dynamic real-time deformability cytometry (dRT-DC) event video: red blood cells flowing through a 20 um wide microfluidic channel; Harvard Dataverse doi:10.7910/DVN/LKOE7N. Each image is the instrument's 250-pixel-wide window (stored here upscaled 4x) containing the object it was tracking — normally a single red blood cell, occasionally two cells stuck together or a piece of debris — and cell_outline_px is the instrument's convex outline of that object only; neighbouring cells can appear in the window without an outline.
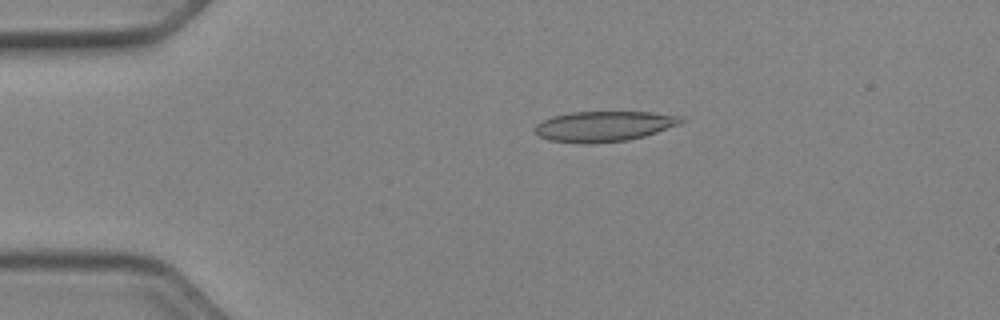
{"species": "Egyptian fruit bat (a non-hibernating species)", "species_latin": "Rousettus aegyptiacus", "temperature_condition": "cold", "stored_images_in_passage": 51, "camera_frame_rate_fps": 3000, "um_per_image_px": 0.085, "animal": {"sex": "female"}, "frame": {"image": 1, "passage_image": 11, "time_ms": 3.333, "image_size_px": [1000, 320], "cell_outline_px": [[684, 120], [680, 124], [644, 136], [628, 140], [592, 144], [580, 144], [548, 140], [540, 136], [536, 132], [536, 124], [552, 116], [572, 112], [648, 112], [684, 116]], "centroid_in_image_um": [51.35, 10.74], "position_along_channel_um": 33.7, "area_um2": 25.89}}
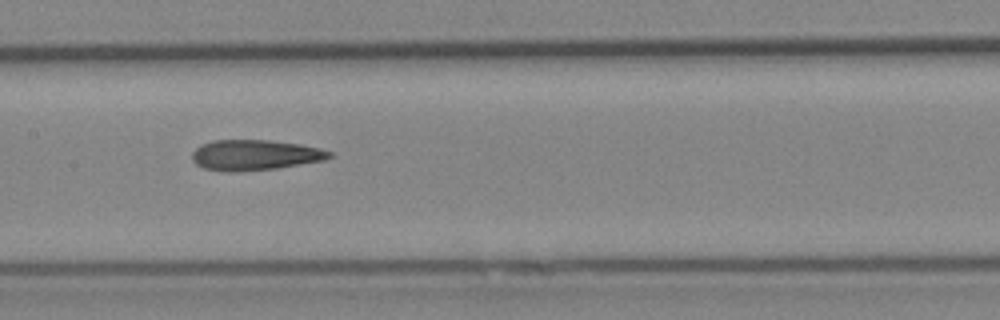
{"frame": {"image": 2, "passage_image": 26, "time_ms": 8.333, "image_size_px": [1000, 320], "cell_outline_px": [[332, 156], [324, 160], [276, 168], [232, 172], [228, 172], [204, 168], [196, 164], [192, 160], [192, 152], [200, 144], [212, 140], [272, 140], [300, 144], [320, 148], [332, 152]], "centroid_in_image_um": [21.64, 13.17], "position_along_channel_um": 185.8, "area_um2": 24.39}}
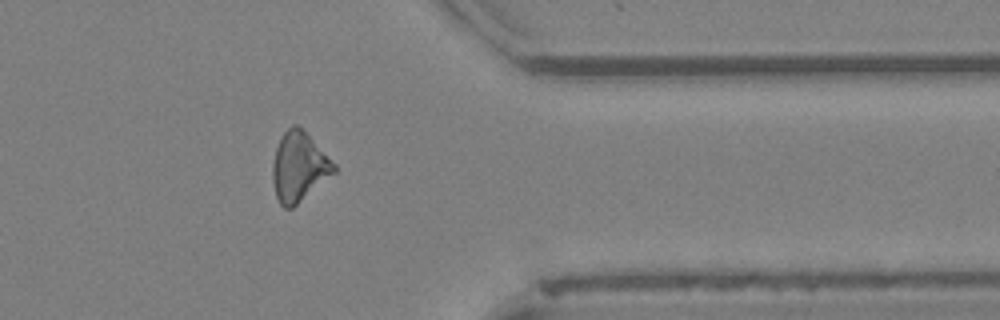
{"frame": {"image": 3, "passage_image": 42, "time_ms": 13.667, "image_size_px": [1000, 320], "cell_outline_px": [[336, 172], [292, 208], [284, 208], [280, 204], [276, 196], [272, 180], [272, 164], [276, 148], [280, 136], [292, 124], [296, 124], [336, 164]], "centroid_in_image_um": [25.39, 14.2], "position_along_channel_um": 386.0, "area_um2": 24.51}, "authors_computed_cell_mechanics": {"area_um2": 24.5072, "velocity_mm_per_s": 3.9643, "shape_relaxation_time_tau1_ms": null, "shape_relaxation_time_tau2_ms": 5.6784, "deformation_change_tau1": null, "deformation_change_tau2": 0.183}}